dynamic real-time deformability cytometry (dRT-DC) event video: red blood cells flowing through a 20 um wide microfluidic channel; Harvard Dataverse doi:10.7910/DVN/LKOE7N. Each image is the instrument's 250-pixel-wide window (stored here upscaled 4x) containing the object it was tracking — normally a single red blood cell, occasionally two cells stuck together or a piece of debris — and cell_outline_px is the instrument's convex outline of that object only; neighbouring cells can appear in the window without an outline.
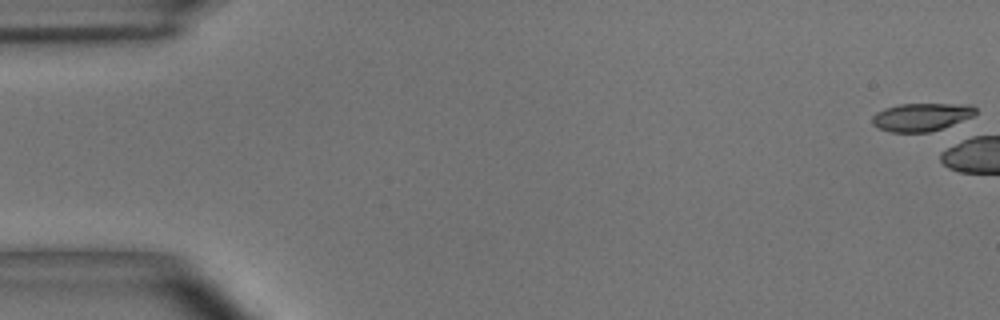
{"species": "common noctule bat (a hibernating species)", "species_latin": "Nyctalus noctula", "temperature_condition": "room temperature", "stored_images_in_passage": 7, "camera_frame_rate_fps": 3000, "um_per_image_px": 0.085, "animal": {"sex": "male", "body_mass_g": 15.6}, "frame": {"image": 1, "passage_image": 1, "time_ms": 0.0, "image_size_px": [1000, 320], "cell_outline_px": [[976, 112], [972, 116], [952, 124], [928, 132], [892, 132], [876, 128], [872, 124], [872, 116], [876, 112], [884, 108], [900, 104], [972, 104], [976, 108]], "centroid_in_image_um": [78.27, 9.94], "position_along_channel_um": 6.7, "area_um2": 16.76}}